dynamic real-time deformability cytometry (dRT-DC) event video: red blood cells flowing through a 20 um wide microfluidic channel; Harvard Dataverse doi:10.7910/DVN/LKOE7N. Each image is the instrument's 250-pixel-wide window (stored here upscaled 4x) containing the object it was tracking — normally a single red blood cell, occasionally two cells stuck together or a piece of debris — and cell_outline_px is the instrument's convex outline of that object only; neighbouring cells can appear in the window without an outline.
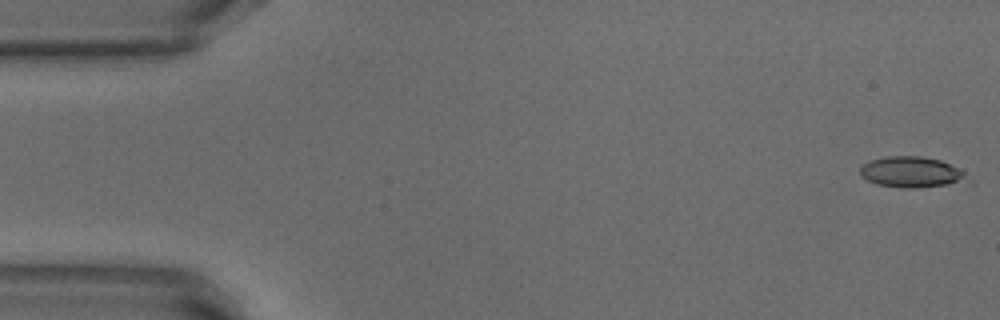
{"species": "common noctule bat (a hibernating species)", "species_latin": "Nyctalus noctula", "temperature_condition": "warm", "stored_images_in_passage": 5, "camera_frame_rate_fps": 3000, "um_per_image_px": 0.085, "animal": {"sex": "male", "body_mass_g": 18.8}, "frame": {"image": 1, "passage_image": 1, "time_ms": 0.0, "image_size_px": [1000, 320], "cell_outline_px": [[976, 184], [912, 188], [904, 188], [876, 184], [860, 176], [860, 168], [864, 164], [872, 160], [884, 156], [920, 156], [940, 160], [964, 172]], "centroid_in_image_um": [77.6, 14.67], "position_along_channel_um": 7.4, "area_um2": 19.83}}